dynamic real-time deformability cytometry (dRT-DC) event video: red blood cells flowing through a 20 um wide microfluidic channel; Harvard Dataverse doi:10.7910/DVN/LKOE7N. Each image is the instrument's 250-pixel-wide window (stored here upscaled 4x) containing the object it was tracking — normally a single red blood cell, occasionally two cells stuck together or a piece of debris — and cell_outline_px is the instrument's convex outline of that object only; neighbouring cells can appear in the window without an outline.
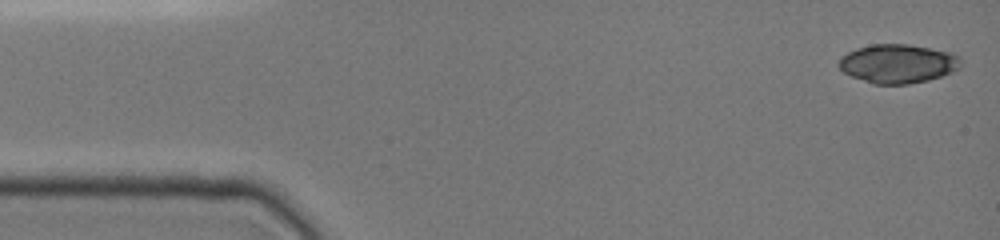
{"species": "common noctule bat (a hibernating species)", "species_latin": "Nyctalus noctula", "temperature_condition": "cold", "stored_images_in_passage": 9, "camera_frame_rate_fps": 3000, "um_per_image_px": 0.085, "animal": {"sex": "female", "body_mass_g": 19.0, "forearm_length_mm": 51.5}, "frame": {"image": 1, "passage_image": 1, "time_ms": 0.0, "image_size_px": [1000, 240], "cell_outline_px": [[960, 68], [952, 72], [928, 80], [908, 84], [872, 84], [852, 76], [844, 72], [836, 64], [840, 56], [856, 48], [872, 44], [908, 44], [952, 52], [960, 56]], "centroid_in_image_um": [76.3, 5.4], "position_along_channel_um": 8.7, "area_um2": 27.8}}
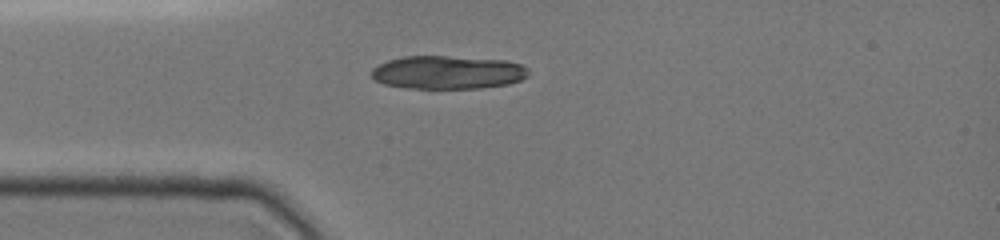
{"frame": {"image": 2, "passage_image": 8, "time_ms": 3.667, "image_size_px": [1000, 240], "cell_outline_px": [[528, 76], [520, 80], [508, 84], [480, 88], [408, 88], [384, 84], [376, 80], [368, 72], [372, 68], [388, 60], [404, 56], [444, 56], [504, 60], [520, 64], [528, 68]], "centroid_in_image_um": [38.04, 6.15], "position_along_channel_um": 47.0, "area_um2": 30.4}}